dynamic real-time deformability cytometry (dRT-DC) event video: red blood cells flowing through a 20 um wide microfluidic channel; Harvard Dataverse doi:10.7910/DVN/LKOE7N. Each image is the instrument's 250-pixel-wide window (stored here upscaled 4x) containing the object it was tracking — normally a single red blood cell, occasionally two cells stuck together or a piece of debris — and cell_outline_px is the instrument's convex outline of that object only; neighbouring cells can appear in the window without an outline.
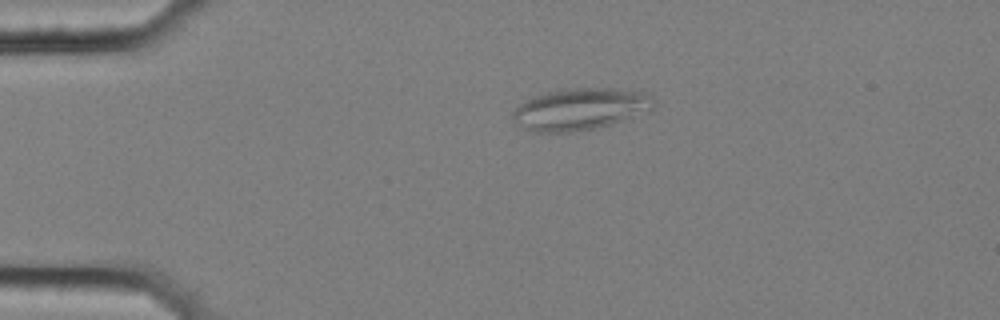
{"species": "common noctule bat (a hibernating species)", "species_latin": "Nyctalus noctula", "temperature_condition": "cold", "stored_images_in_passage": 58, "camera_frame_rate_fps": 3000, "um_per_image_px": 0.085, "animal": {"sex": "female", "body_mass_g": 25.1}, "frame": {"image": 1, "passage_image": 13, "time_ms": 4.0, "image_size_px": [1000, 320], "cell_outline_px": [[656, 100], [652, 108], [620, 120], [608, 124], [592, 128], [568, 132], [532, 132], [520, 128], [512, 120], [512, 112], [520, 104], [532, 96], [544, 92], [564, 88], [612, 88], [640, 92], [652, 96]], "centroid_in_image_um": [49.2, 9.26], "position_along_channel_um": 35.8, "area_um2": 34.04}}
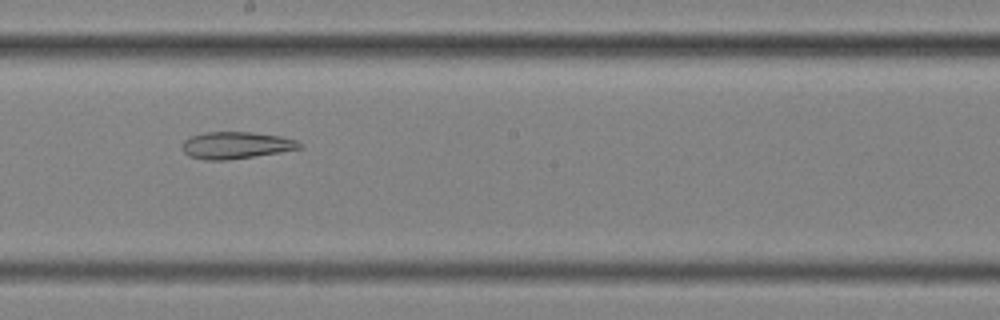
{"frame": {"image": 2, "passage_image": 33, "time_ms": 10.667, "image_size_px": [1000, 320], "cell_outline_px": [[304, 148], [280, 152], [228, 160], [204, 160], [188, 156], [180, 148], [180, 144], [184, 140], [192, 136], [204, 132], [252, 132], [280, 136], [296, 140], [304, 144]], "centroid_in_image_um": [20.05, 12.35], "position_along_channel_um": 228.2, "area_um2": 18.67}}
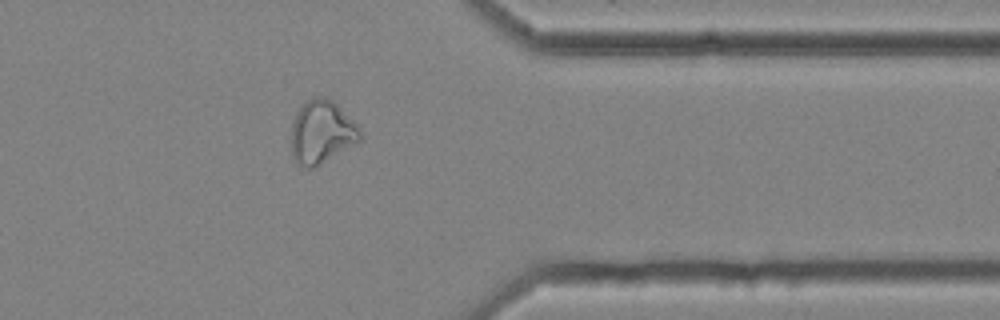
{"frame": {"image": 3, "passage_image": 47, "time_ms": 15.333, "image_size_px": [1000, 320], "cell_outline_px": [[360, 140], [312, 168], [308, 168], [300, 164], [292, 156], [292, 124], [296, 112], [312, 96], [324, 96], [332, 100], [360, 128]], "centroid_in_image_um": [27.32, 11.19], "position_along_channel_um": 384.1, "area_um2": 24.62}, "authors_computed_cell_mechanics": {"area_um2": 26.2123, "velocity_mm_per_s": 3.5313, "shape_relaxation_time_tau1_ms": null, "shape_relaxation_time_tau2_ms": 3.7866, "deformation_change_tau1": null, "deformation_change_tau2": 0.1267}}